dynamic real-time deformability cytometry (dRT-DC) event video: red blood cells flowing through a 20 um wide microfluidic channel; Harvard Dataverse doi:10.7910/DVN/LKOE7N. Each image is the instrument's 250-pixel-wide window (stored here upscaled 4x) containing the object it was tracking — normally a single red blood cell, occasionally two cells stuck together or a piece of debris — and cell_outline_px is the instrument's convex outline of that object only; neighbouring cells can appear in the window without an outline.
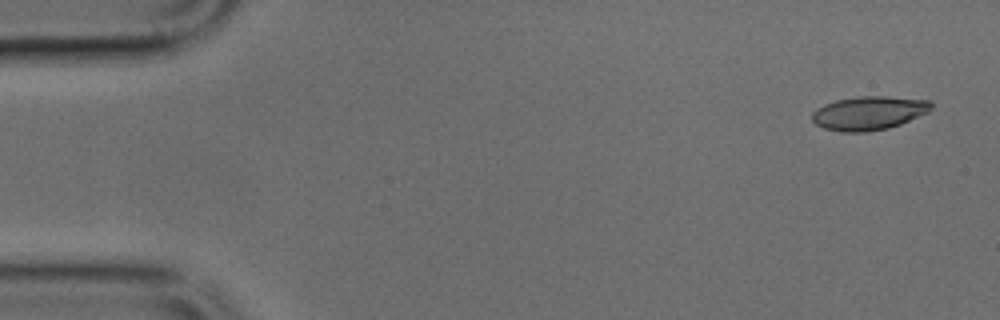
{"species": "common noctule bat (a hibernating species)", "species_latin": "Nyctalus noctula", "temperature_condition": "cold", "stored_images_in_passage": 3, "camera_frame_rate_fps": 3000, "um_per_image_px": 0.085, "animal": {"sex": "male", "body_mass_g": 17.9, "forearm_length_mm": 54.2}, "frame": {"image": 1, "passage_image": 1, "time_ms": 0.0, "image_size_px": [1000, 320], "cell_outline_px": [[932, 108], [928, 112], [900, 124], [888, 128], [864, 132], [840, 132], [824, 128], [816, 124], [812, 120], [812, 112], [824, 104], [836, 100], [860, 96], [884, 96], [932, 100]], "centroid_in_image_um": [73.85, 9.61], "position_along_channel_um": 11.1, "area_um2": 23.41}}